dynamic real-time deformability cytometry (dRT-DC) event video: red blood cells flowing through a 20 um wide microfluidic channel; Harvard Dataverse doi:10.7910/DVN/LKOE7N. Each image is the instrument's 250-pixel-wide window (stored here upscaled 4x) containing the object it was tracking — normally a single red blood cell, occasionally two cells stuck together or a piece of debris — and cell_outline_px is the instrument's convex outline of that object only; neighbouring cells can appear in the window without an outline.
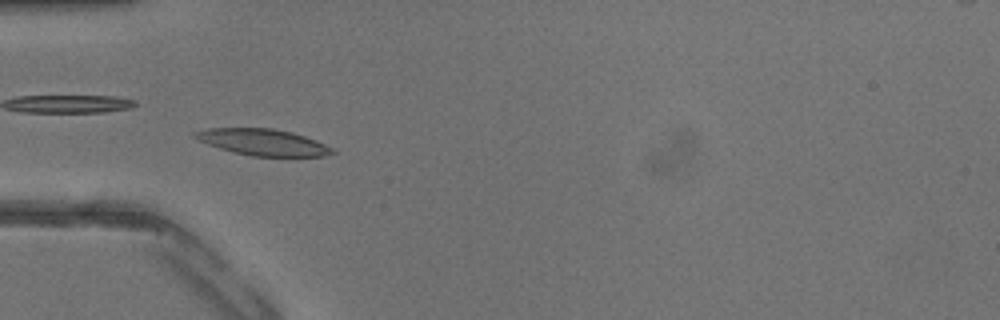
{"species": "common noctule bat (a hibernating species)", "species_latin": "Nyctalus noctula", "temperature_condition": "warm", "stored_images_in_passage": 40, "camera_frame_rate_fps": 3000, "um_per_image_px": 0.085, "animal": {"sex": "male", "body_mass_g": 13.3}, "frame": {"image": 1, "passage_image": 12, "time_ms": 3.667, "image_size_px": [1000, 320], "cell_outline_px": [[336, 152], [324, 156], [252, 156], [232, 152], [208, 144], [192, 136], [192, 132], [208, 128], [272, 128], [292, 132], [316, 140], [332, 148]], "centroid_in_image_um": [22.33, 12.08], "position_along_channel_um": 62.7, "area_um2": 21.04}}
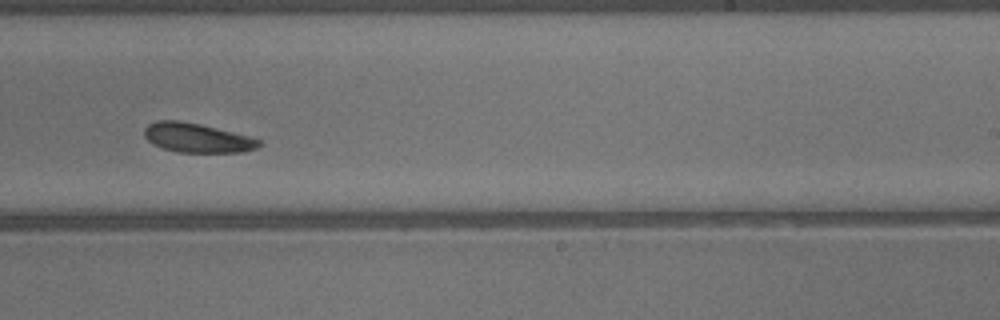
{"frame": {"image": 2, "passage_image": 25, "time_ms": 8.0, "image_size_px": [1000, 320], "cell_outline_px": [[264, 144], [256, 148], [240, 152], [176, 152], [152, 144], [144, 136], [144, 128], [148, 124], [156, 120], [176, 120], [200, 124], [248, 136], [260, 140]], "centroid_in_image_um": [16.72, 11.71], "position_along_channel_um": 272.3, "area_um2": 19.48}}
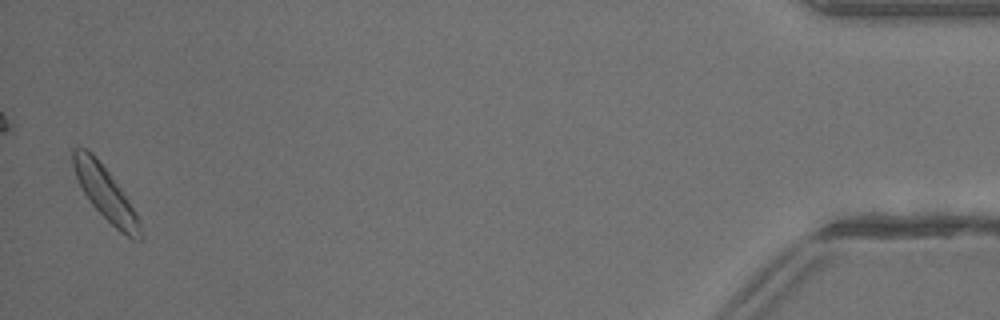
{"frame": {"image": 3, "passage_image": 40, "time_ms": 13.0, "image_size_px": [1000, 320], "cell_outline_px": [[140, 240], [132, 240], [120, 232], [92, 204], [84, 192], [76, 176], [72, 164], [72, 148], [84, 148], [92, 152], [108, 172], [120, 188], [136, 212], [140, 220]], "centroid_in_image_um": [8.95, 16.43], "position_along_channel_um": 426.2, "area_um2": 20.23}}